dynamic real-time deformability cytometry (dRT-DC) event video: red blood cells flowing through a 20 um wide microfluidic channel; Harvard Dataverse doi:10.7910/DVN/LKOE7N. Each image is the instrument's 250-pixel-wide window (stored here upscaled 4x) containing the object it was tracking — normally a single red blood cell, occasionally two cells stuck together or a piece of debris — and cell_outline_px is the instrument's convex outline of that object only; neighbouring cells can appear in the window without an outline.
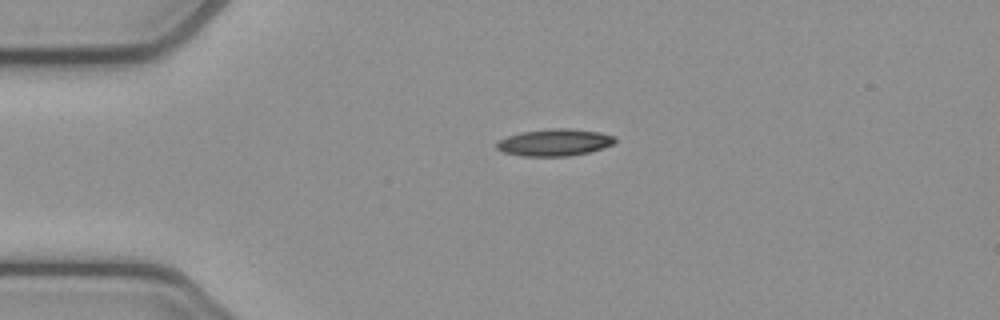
{"species": "common noctule bat (a hibernating species)", "species_latin": "Nyctalus noctula", "temperature_condition": "cold", "stored_images_in_passage": 3, "camera_frame_rate_fps": 3000, "um_per_image_px": 0.085, "animal": {"sex": "female", "body_mass_g": 21.9}, "frame": {"image": 1, "passage_image": 1, "time_ms": 0.0, "image_size_px": [1000, 320], "cell_outline_px": [[616, 140], [612, 144], [588, 152], [568, 156], [520, 156], [504, 152], [496, 148], [496, 140], [520, 132], [552, 128], [568, 128], [600, 132], [616, 136]], "centroid_in_image_um": [47.1, 12.1], "position_along_channel_um": 37.9, "area_um2": 18.61}}
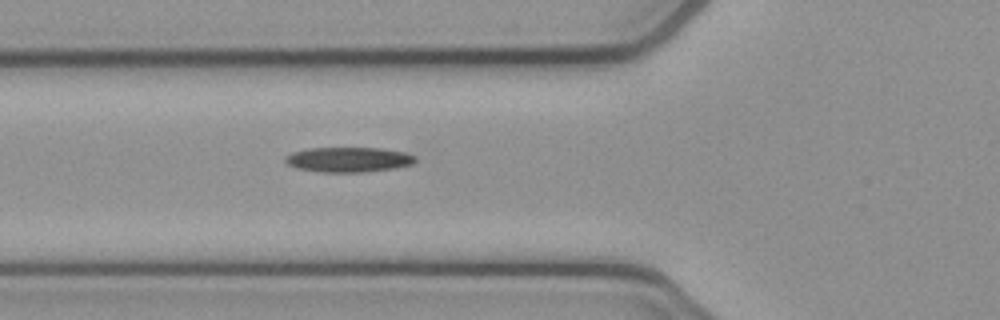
{"frame": {"image": 2, "passage_image": 3, "time_ms": 0.667, "image_size_px": [1000, 320], "cell_outline_px": [[416, 160], [412, 164], [396, 168], [364, 172], [320, 172], [296, 168], [288, 164], [284, 160], [284, 156], [292, 152], [308, 148], [380, 148], [404, 152], [416, 156]], "centroid_in_image_um": [29.61, 13.56], "position_along_channel_um": 96.2, "area_um2": 19.02}}